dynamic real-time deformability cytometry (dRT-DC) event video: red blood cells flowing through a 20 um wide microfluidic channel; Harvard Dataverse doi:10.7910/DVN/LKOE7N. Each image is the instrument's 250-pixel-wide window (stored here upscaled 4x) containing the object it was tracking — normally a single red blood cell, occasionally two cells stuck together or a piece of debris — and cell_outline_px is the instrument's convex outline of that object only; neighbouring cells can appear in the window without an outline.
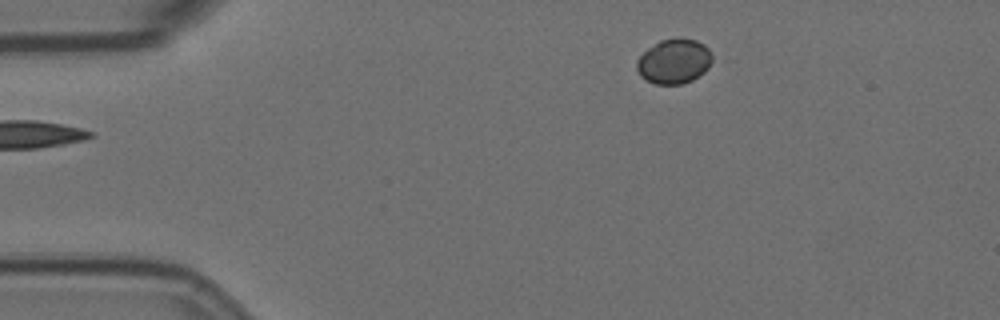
{"species": "Egyptian fruit bat (a non-hibernating species)", "species_latin": "Rousettus aegyptiacus", "temperature_condition": "room temperature", "stored_images_in_passage": 2, "camera_frame_rate_fps": 3000, "um_per_image_px": 0.085, "animal": {"sex": "female"}, "frame": {"image": 1, "passage_image": 2, "time_ms": 1.0, "image_size_px": [1000, 320], "cell_outline_px": [[712, 60], [708, 68], [704, 72], [692, 80], [680, 84], [656, 84], [640, 76], [636, 68], [636, 60], [648, 48], [660, 40], [676, 36], [696, 40], [704, 44], [708, 48], [712, 56]], "centroid_in_image_um": [57.29, 5.19], "position_along_channel_um": 27.7, "area_um2": 19.83}}